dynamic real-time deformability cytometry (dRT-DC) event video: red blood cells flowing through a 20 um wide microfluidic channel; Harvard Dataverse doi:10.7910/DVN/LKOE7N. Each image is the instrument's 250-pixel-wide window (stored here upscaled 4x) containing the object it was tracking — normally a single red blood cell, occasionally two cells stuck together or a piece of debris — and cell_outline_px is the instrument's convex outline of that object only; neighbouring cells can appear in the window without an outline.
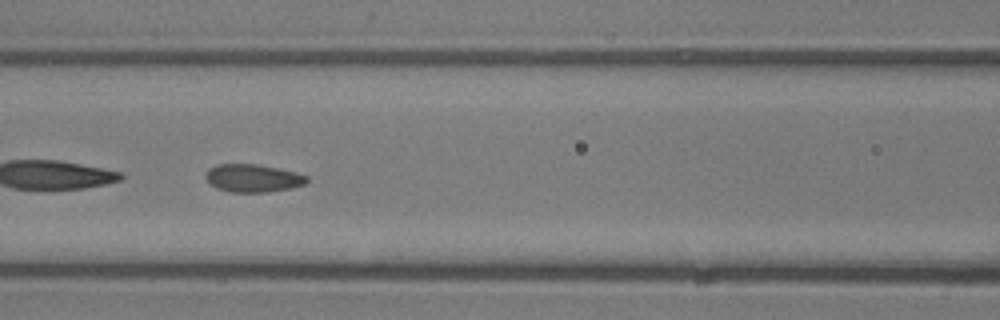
{"species": "common noctule bat (a hibernating species)", "species_latin": "Nyctalus noctula", "temperature_condition": "room temperature", "stored_images_in_passage": 40, "camera_frame_rate_fps": 3000, "um_per_image_px": 0.085, "animal": {"sex": "male", "body_mass_g": 13.3}, "frame": {"image": 1, "passage_image": 12, "time_ms": 3.667, "image_size_px": [1000, 320], "cell_outline_px": [[308, 180], [304, 184], [292, 188], [268, 192], [228, 192], [216, 188], [208, 184], [204, 176], [208, 168], [216, 164], [256, 164], [296, 172], [308, 176]], "centroid_in_image_um": [21.45, 15.15], "position_along_channel_um": 145.2, "area_um2": 16.65}}
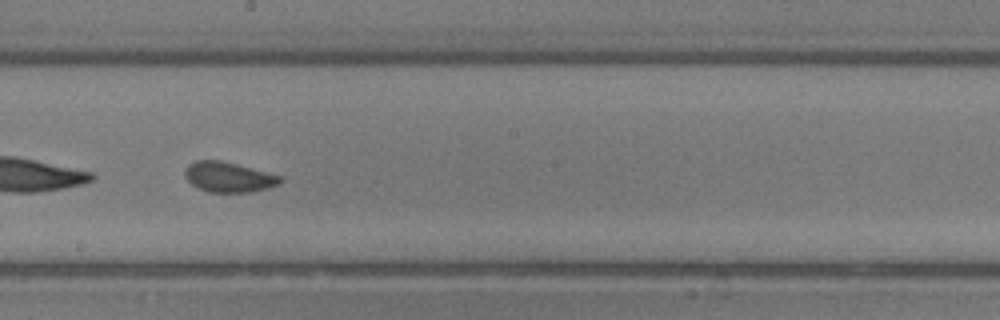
{"frame": {"image": 2, "passage_image": 18, "time_ms": 5.667, "image_size_px": [1000, 320], "cell_outline_px": [[284, 180], [280, 184], [268, 188], [252, 192], [208, 192], [192, 184], [184, 176], [184, 172], [188, 164], [196, 160], [220, 160], [236, 164], [280, 176]], "centroid_in_image_um": [19.43, 15.05], "position_along_channel_um": 228.8, "area_um2": 16.65}}
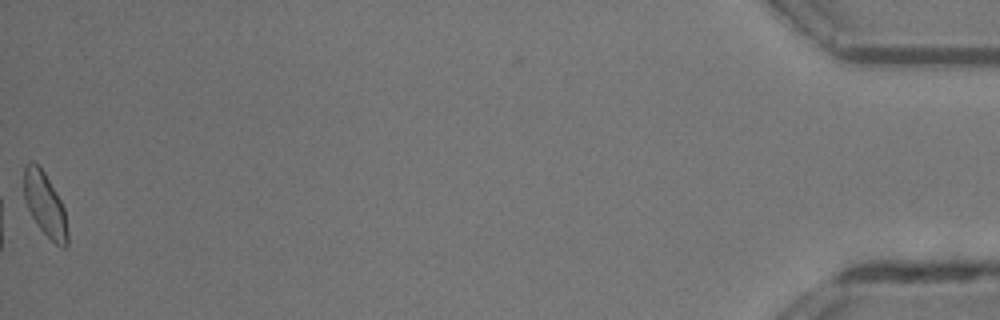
{"frame": {"image": 3, "passage_image": 40, "time_ms": 13.0, "image_size_px": [1000, 320], "cell_outline_px": [[68, 244], [64, 248], [60, 248], [36, 224], [24, 200], [24, 164], [28, 160], [32, 160], [40, 164], [60, 200], [64, 208], [68, 232]], "centroid_in_image_um": [3.81, 17.34], "position_along_channel_um": 431.4, "area_um2": 16.36}, "authors_computed_cell_mechanics": {"area_um2": 16.4152, "velocity_mm_per_s": 4.1873, "shape_relaxation_time_tau1_ms": 2.1194, "shape_relaxation_time_tau2_ms": 0.6865, "deformation_change_tau1": 0.0913, "deformation_change_tau2": 0.0649}}